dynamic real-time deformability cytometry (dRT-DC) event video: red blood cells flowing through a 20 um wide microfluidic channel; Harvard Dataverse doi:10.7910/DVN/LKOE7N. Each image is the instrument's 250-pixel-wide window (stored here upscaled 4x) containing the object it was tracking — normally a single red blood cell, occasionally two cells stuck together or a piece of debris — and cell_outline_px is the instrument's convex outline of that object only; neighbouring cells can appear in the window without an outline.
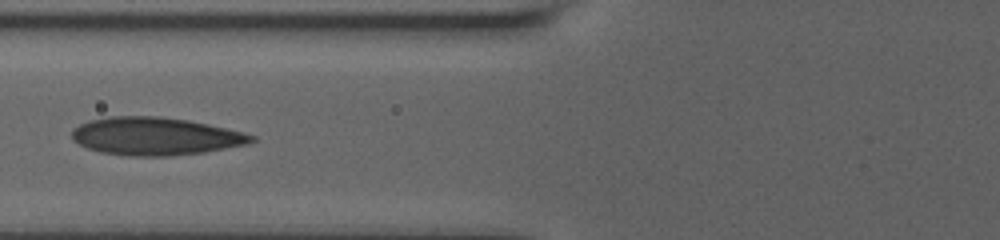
{"species": "human", "species_latin": "Homo sapiens", "temperature_condition": "room temperature", "stored_images_in_passage": 6, "camera_frame_rate_fps": 3000, "um_per_image_px": 0.085, "donor": {"sex": "male"}, "frame": {"image": 1, "passage_image": 5, "time_ms": 2.667, "image_size_px": [1000, 240], "cell_outline_px": [[256, 140], [248, 144], [204, 152], [168, 156], [132, 156], [100, 152], [88, 148], [72, 140], [72, 128], [88, 120], [108, 116], [160, 116], [188, 120], [208, 124], [244, 132], [256, 136]], "centroid_in_image_um": [13.2, 11.57], "position_along_channel_um": 112.6, "area_um2": 39.77}}